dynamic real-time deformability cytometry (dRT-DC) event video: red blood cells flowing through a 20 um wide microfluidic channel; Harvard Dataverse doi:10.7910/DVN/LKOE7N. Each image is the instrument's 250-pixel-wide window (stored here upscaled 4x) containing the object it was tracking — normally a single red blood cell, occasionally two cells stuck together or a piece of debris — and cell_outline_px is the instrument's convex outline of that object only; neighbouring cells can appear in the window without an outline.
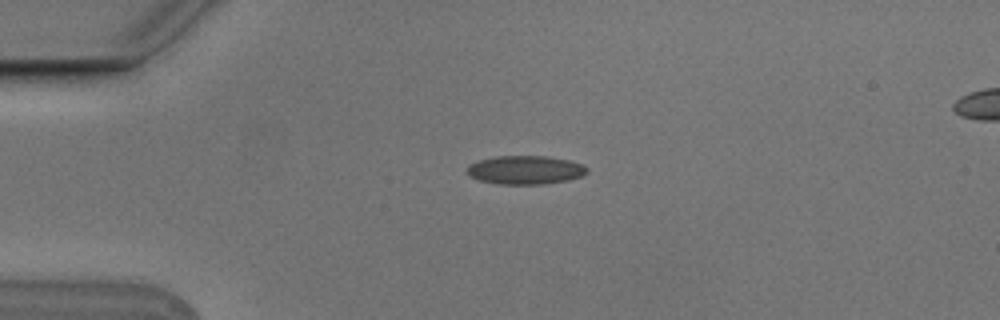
{"species": "Egyptian fruit bat (a non-hibernating species)", "species_latin": "Rousettus aegyptiacus", "temperature_condition": "cold", "stored_images_in_passage": 5, "camera_frame_rate_fps": 3000, "um_per_image_px": 0.085, "animal": {"sex": "male"}, "frame": {"image": 1, "passage_image": 3, "time_ms": 0.667, "image_size_px": [1000, 320], "cell_outline_px": [[588, 172], [580, 176], [568, 180], [544, 184], [496, 184], [480, 180], [468, 176], [468, 164], [480, 160], [496, 156], [544, 156], [568, 160], [580, 164], [588, 168]], "centroid_in_image_um": [44.63, 14.45], "position_along_channel_um": 40.4, "area_um2": 19.88}}